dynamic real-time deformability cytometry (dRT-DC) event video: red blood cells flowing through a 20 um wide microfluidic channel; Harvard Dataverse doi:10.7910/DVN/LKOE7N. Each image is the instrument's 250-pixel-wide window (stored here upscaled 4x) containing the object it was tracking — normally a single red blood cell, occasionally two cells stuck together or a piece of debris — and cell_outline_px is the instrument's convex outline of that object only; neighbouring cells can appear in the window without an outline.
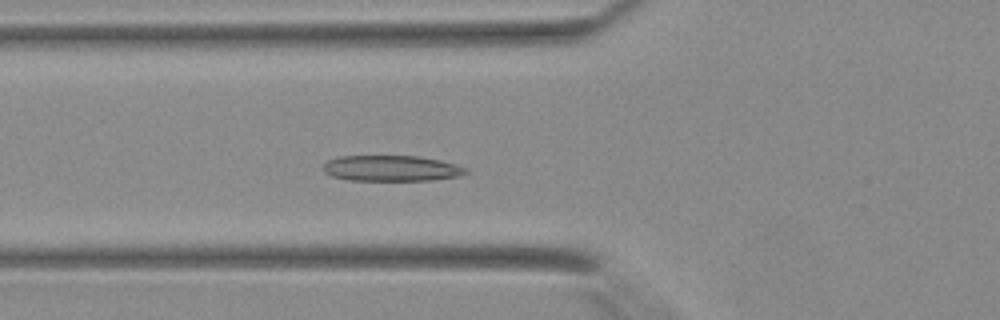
{"species": "Egyptian fruit bat (a non-hibernating species)", "species_latin": "Rousettus aegyptiacus", "temperature_condition": "warm", "stored_images_in_passage": 37, "camera_frame_rate_fps": 3000, "um_per_image_px": 0.085, "animal": {"sex": "female"}, "frame": {"image": 1, "passage_image": 11, "time_ms": 3.333, "image_size_px": [1000, 320], "cell_outline_px": [[468, 172], [460, 176], [432, 180], [348, 180], [332, 176], [324, 172], [320, 168], [328, 160], [340, 156], [420, 156], [440, 160], [456, 164], [468, 168]], "centroid_in_image_um": [33.27, 14.3], "position_along_channel_um": 92.5, "area_um2": 21.56}}
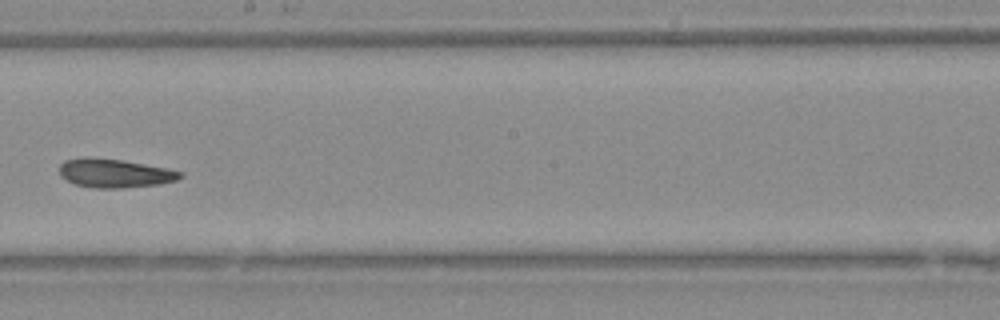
{"frame": {"image": 2, "passage_image": 20, "time_ms": 6.333, "image_size_px": [1000, 320], "cell_outline_px": [[184, 176], [176, 180], [160, 184], [124, 188], [92, 188], [76, 184], [60, 176], [60, 164], [64, 160], [120, 160], [168, 168], [184, 172]], "centroid_in_image_um": [9.85, 14.77], "position_along_channel_um": 238.4, "area_um2": 19.54}}
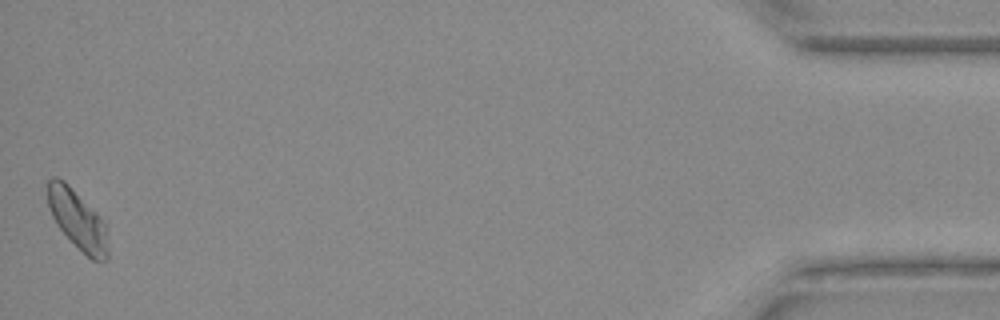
{"frame": {"image": 3, "passage_image": 37, "time_ms": 12.0, "image_size_px": [1000, 320], "cell_outline_px": [[108, 260], [92, 260], [56, 224], [52, 216], [48, 204], [48, 180], [52, 176], [56, 176], [64, 180], [100, 216], [104, 224], [108, 248]], "centroid_in_image_um": [6.58, 18.64], "position_along_channel_um": 428.6, "area_um2": 20.23}}